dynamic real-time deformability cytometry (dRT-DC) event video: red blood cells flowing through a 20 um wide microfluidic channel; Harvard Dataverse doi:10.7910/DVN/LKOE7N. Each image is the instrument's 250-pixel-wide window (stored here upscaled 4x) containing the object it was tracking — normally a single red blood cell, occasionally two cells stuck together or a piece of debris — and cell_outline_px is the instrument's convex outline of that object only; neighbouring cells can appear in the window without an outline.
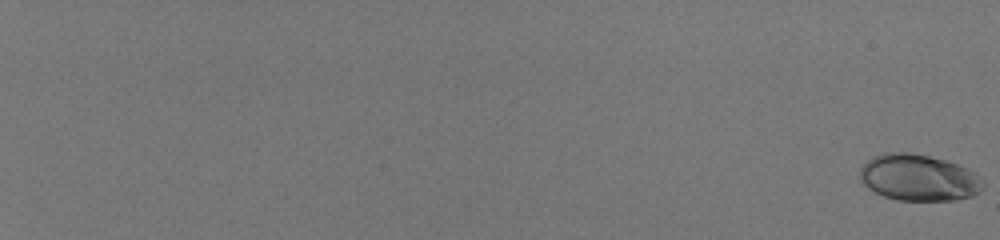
{"species": "human", "species_latin": "Homo sapiens", "temperature_condition": "room temperature", "stored_images_in_passage": 59, "camera_frame_rate_fps": 3000, "um_per_image_px": 0.085, "donor": {"sex": "male"}, "frame": {"image": 1, "passage_image": 1, "time_ms": 0.0, "image_size_px": [1000, 240], "cell_outline_px": [[984, 188], [980, 192], [972, 196], [956, 200], [896, 200], [884, 196], [876, 192], [864, 184], [860, 180], [860, 168], [872, 156], [884, 152], [908, 152], [928, 156], [944, 160], [968, 168], [976, 172], [984, 180]], "centroid_in_image_um": [78.12, 15.1], "position_along_channel_um": 6.9, "area_um2": 33.52}}
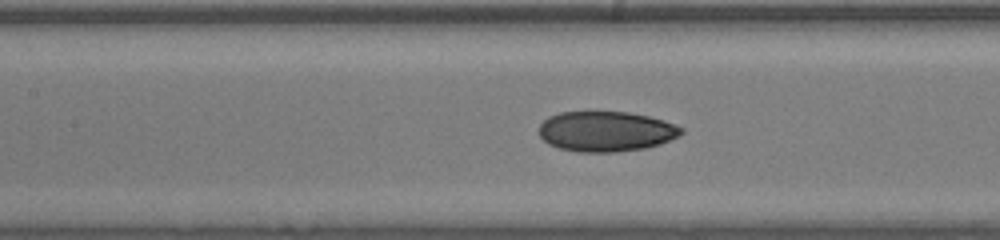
{"frame": {"image": 2, "passage_image": 35, "time_ms": 11.333, "image_size_px": [1000, 240], "cell_outline_px": [[684, 132], [680, 136], [660, 144], [644, 148], [616, 152], [576, 152], [560, 148], [548, 144], [540, 136], [540, 124], [548, 116], [560, 112], [628, 112], [648, 116], [664, 120], [684, 128]], "centroid_in_image_um": [51.53, 11.17], "position_along_channel_um": 155.9, "area_um2": 33.47}}
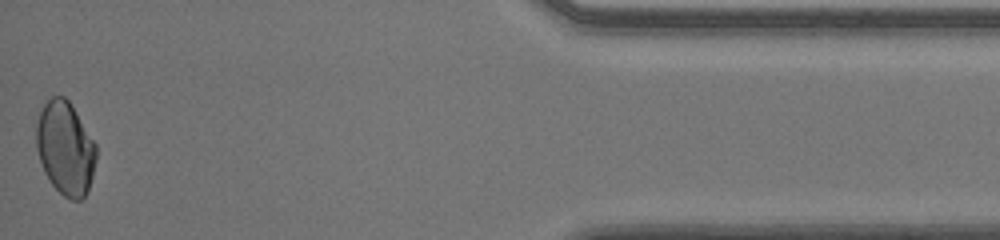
{"frame": {"image": 3, "passage_image": 59, "time_ms": 19.333, "image_size_px": [1000, 240], "cell_outline_px": [[96, 160], [88, 192], [80, 200], [72, 200], [64, 196], [48, 180], [44, 172], [36, 148], [36, 124], [40, 112], [44, 104], [52, 96], [64, 96], [68, 100], [96, 144]], "centroid_in_image_um": [5.55, 12.61], "position_along_channel_um": 429.7, "area_um2": 32.43}, "authors_computed_cell_mechanics": {"area_um2": 32.7148, "velocity_mm_per_s": 4.0677, "shape_relaxation_time_tau1_ms": null, "shape_relaxation_time_tau2_ms": 1.2524, "deformation_change_tau1": null, "deformation_change_tau2": 0.0447}}